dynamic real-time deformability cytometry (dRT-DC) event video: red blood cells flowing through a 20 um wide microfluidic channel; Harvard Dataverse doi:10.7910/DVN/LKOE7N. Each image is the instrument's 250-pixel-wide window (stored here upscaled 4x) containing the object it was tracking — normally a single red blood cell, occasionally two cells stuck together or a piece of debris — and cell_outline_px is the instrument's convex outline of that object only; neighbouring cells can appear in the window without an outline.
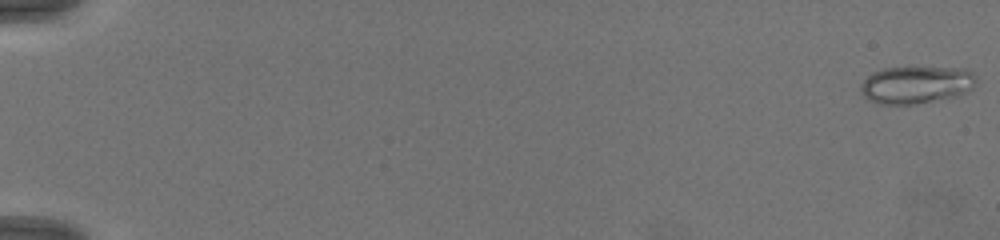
{"species": "common noctule bat (a hibernating species)", "species_latin": "Nyctalus noctula", "temperature_condition": "warm", "stored_images_in_passage": 69, "camera_frame_rate_fps": 3000, "um_per_image_px": 0.085, "animal": {"sex": "female", "body_mass_g": 19.5, "forearm_length_mm": 54.1}, "frame": {"image": 1, "passage_image": 1, "time_ms": 0.0, "image_size_px": [1000, 240], "cell_outline_px": [[972, 88], [956, 96], [912, 104], [884, 104], [872, 100], [864, 96], [860, 92], [860, 84], [868, 76], [884, 68], [964, 68], [972, 72]], "centroid_in_image_um": [77.82, 7.2], "position_along_channel_um": 7.2, "area_um2": 24.39}}
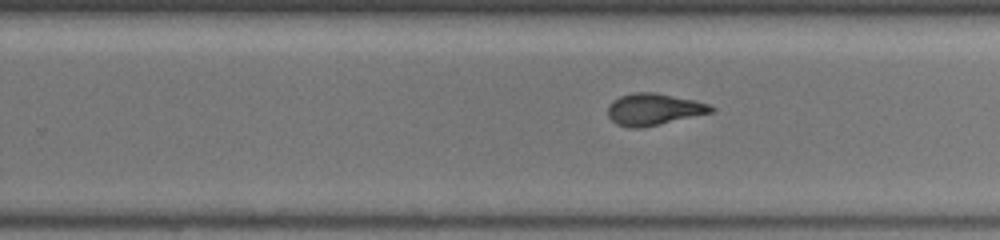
{"frame": {"image": 2, "passage_image": 47, "time_ms": 15.333, "image_size_px": [1000, 240], "cell_outline_px": [[716, 108], [712, 112], [660, 124], [640, 128], [632, 128], [616, 124], [608, 116], [608, 104], [612, 100], [620, 96], [636, 92], [656, 92], [712, 104]], "centroid_in_image_um": [55.56, 9.28], "position_along_channel_um": 274.2, "area_um2": 19.13}}
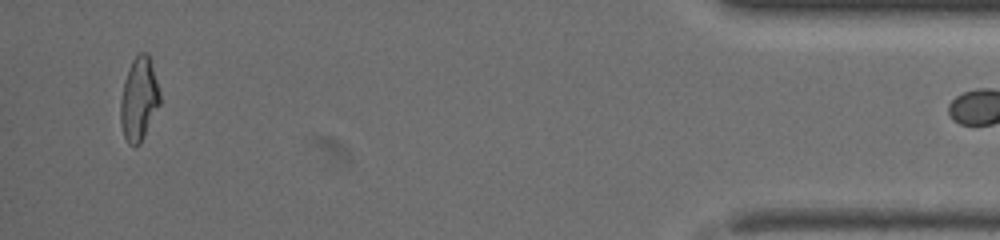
{"frame": {"image": 3, "passage_image": 68, "time_ms": 22.333, "image_size_px": [1000, 240], "cell_outline_px": [[160, 104], [140, 144], [128, 144], [124, 136], [120, 120], [120, 100], [124, 80], [128, 68], [132, 60], [140, 52], [148, 52], [160, 92]], "centroid_in_image_um": [11.8, 8.4], "position_along_channel_um": 423.4, "area_um2": 19.07}}